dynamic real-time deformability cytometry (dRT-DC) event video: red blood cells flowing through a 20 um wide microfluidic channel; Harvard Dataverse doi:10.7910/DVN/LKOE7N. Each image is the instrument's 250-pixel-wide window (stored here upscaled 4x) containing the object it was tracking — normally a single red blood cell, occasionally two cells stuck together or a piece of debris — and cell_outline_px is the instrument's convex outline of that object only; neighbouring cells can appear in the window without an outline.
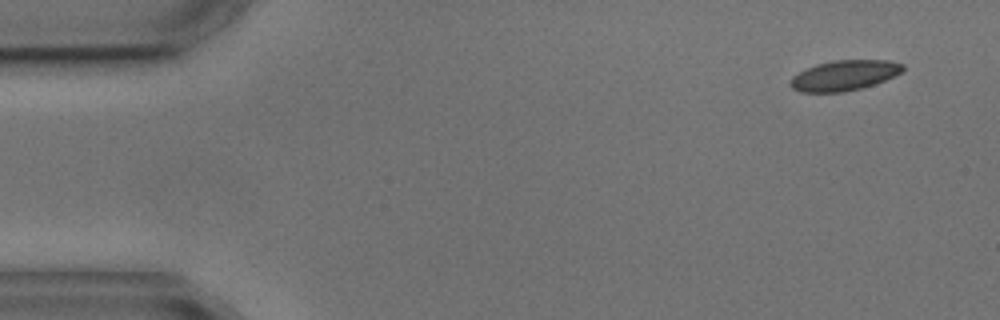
{"species": "common noctule bat (a hibernating species)", "species_latin": "Nyctalus noctula", "temperature_condition": "cold", "stored_images_in_passage": 5, "camera_frame_rate_fps": 3000, "um_per_image_px": 0.085, "animal": {"sex": "male", "body_mass_g": 17.9, "forearm_length_mm": 54.2}, "frame": {"image": 1, "passage_image": 1, "time_ms": 0.0, "image_size_px": [1000, 320], "cell_outline_px": [[904, 68], [900, 72], [884, 80], [860, 88], [844, 92], [800, 92], [792, 88], [788, 84], [792, 76], [816, 64], [836, 60], [888, 60], [904, 64]], "centroid_in_image_um": [71.72, 6.41], "position_along_channel_um": 13.3, "area_um2": 19.59}}
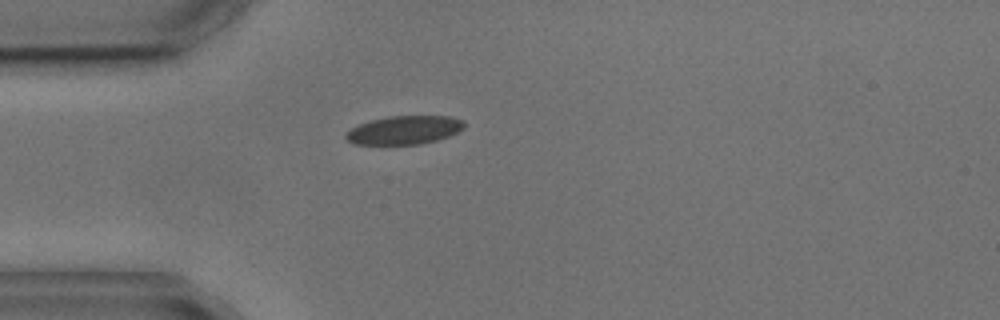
{"frame": {"image": 2, "passage_image": 4, "time_ms": 3.667, "image_size_px": [1000, 320], "cell_outline_px": [[464, 128], [448, 136], [436, 140], [420, 144], [352, 144], [344, 136], [352, 128], [360, 124], [372, 120], [388, 116], [448, 116], [464, 120]], "centroid_in_image_um": [34.37, 11.05], "position_along_channel_um": 50.6, "area_um2": 19.42}}